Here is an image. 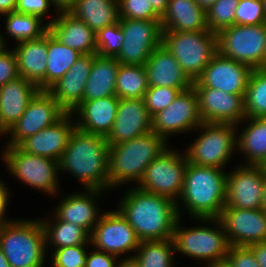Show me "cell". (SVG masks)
Returning a JSON list of instances; mask_svg holds the SVG:
<instances>
[{"label": "cell", "mask_w": 266, "mask_h": 267, "mask_svg": "<svg viewBox=\"0 0 266 267\" xmlns=\"http://www.w3.org/2000/svg\"><path fill=\"white\" fill-rule=\"evenodd\" d=\"M226 188L227 173L223 169L188 163L179 200L197 219L219 218L225 207Z\"/></svg>", "instance_id": "3"}, {"label": "cell", "mask_w": 266, "mask_h": 267, "mask_svg": "<svg viewBox=\"0 0 266 267\" xmlns=\"http://www.w3.org/2000/svg\"><path fill=\"white\" fill-rule=\"evenodd\" d=\"M226 260L232 267H260L248 246H230Z\"/></svg>", "instance_id": "45"}, {"label": "cell", "mask_w": 266, "mask_h": 267, "mask_svg": "<svg viewBox=\"0 0 266 267\" xmlns=\"http://www.w3.org/2000/svg\"><path fill=\"white\" fill-rule=\"evenodd\" d=\"M58 12H67L73 6L75 0H50Z\"/></svg>", "instance_id": "52"}, {"label": "cell", "mask_w": 266, "mask_h": 267, "mask_svg": "<svg viewBox=\"0 0 266 267\" xmlns=\"http://www.w3.org/2000/svg\"><path fill=\"white\" fill-rule=\"evenodd\" d=\"M9 195V190L7 189L6 185L2 183V180H0V225L14 221L4 218L7 210L6 207L9 202Z\"/></svg>", "instance_id": "49"}, {"label": "cell", "mask_w": 266, "mask_h": 267, "mask_svg": "<svg viewBox=\"0 0 266 267\" xmlns=\"http://www.w3.org/2000/svg\"><path fill=\"white\" fill-rule=\"evenodd\" d=\"M197 4L207 12L217 0H195Z\"/></svg>", "instance_id": "55"}, {"label": "cell", "mask_w": 266, "mask_h": 267, "mask_svg": "<svg viewBox=\"0 0 266 267\" xmlns=\"http://www.w3.org/2000/svg\"><path fill=\"white\" fill-rule=\"evenodd\" d=\"M109 144L105 137L75 127L60 160L59 170L68 171L87 189L109 187Z\"/></svg>", "instance_id": "2"}, {"label": "cell", "mask_w": 266, "mask_h": 267, "mask_svg": "<svg viewBox=\"0 0 266 267\" xmlns=\"http://www.w3.org/2000/svg\"><path fill=\"white\" fill-rule=\"evenodd\" d=\"M119 209L133 227L140 241L171 239L179 218L177 202L140 190H129L122 198Z\"/></svg>", "instance_id": "1"}, {"label": "cell", "mask_w": 266, "mask_h": 267, "mask_svg": "<svg viewBox=\"0 0 266 267\" xmlns=\"http://www.w3.org/2000/svg\"><path fill=\"white\" fill-rule=\"evenodd\" d=\"M201 123L198 96L192 86L181 91L168 107L152 117V131L168 142L167 136L196 130Z\"/></svg>", "instance_id": "15"}, {"label": "cell", "mask_w": 266, "mask_h": 267, "mask_svg": "<svg viewBox=\"0 0 266 267\" xmlns=\"http://www.w3.org/2000/svg\"><path fill=\"white\" fill-rule=\"evenodd\" d=\"M151 131L152 117L144 99H119L116 118L106 140L113 146Z\"/></svg>", "instance_id": "20"}, {"label": "cell", "mask_w": 266, "mask_h": 267, "mask_svg": "<svg viewBox=\"0 0 266 267\" xmlns=\"http://www.w3.org/2000/svg\"><path fill=\"white\" fill-rule=\"evenodd\" d=\"M68 12L95 33L120 20L118 0H75Z\"/></svg>", "instance_id": "31"}, {"label": "cell", "mask_w": 266, "mask_h": 267, "mask_svg": "<svg viewBox=\"0 0 266 267\" xmlns=\"http://www.w3.org/2000/svg\"><path fill=\"white\" fill-rule=\"evenodd\" d=\"M85 191L87 194L76 193L66 196L56 208L55 218L78 225L91 234L100 218L94 200L97 195L100 196L102 190L88 189Z\"/></svg>", "instance_id": "28"}, {"label": "cell", "mask_w": 266, "mask_h": 267, "mask_svg": "<svg viewBox=\"0 0 266 267\" xmlns=\"http://www.w3.org/2000/svg\"><path fill=\"white\" fill-rule=\"evenodd\" d=\"M82 54L47 32L46 90L55 84Z\"/></svg>", "instance_id": "32"}, {"label": "cell", "mask_w": 266, "mask_h": 267, "mask_svg": "<svg viewBox=\"0 0 266 267\" xmlns=\"http://www.w3.org/2000/svg\"><path fill=\"white\" fill-rule=\"evenodd\" d=\"M181 92L178 88L149 86L144 103L151 117L168 107Z\"/></svg>", "instance_id": "41"}, {"label": "cell", "mask_w": 266, "mask_h": 267, "mask_svg": "<svg viewBox=\"0 0 266 267\" xmlns=\"http://www.w3.org/2000/svg\"><path fill=\"white\" fill-rule=\"evenodd\" d=\"M248 126L237 135V149L246 154V165H259L266 159V117L245 118Z\"/></svg>", "instance_id": "33"}, {"label": "cell", "mask_w": 266, "mask_h": 267, "mask_svg": "<svg viewBox=\"0 0 266 267\" xmlns=\"http://www.w3.org/2000/svg\"><path fill=\"white\" fill-rule=\"evenodd\" d=\"M71 118L72 113H66L55 124L27 137L18 146L29 154L59 161L76 127Z\"/></svg>", "instance_id": "21"}, {"label": "cell", "mask_w": 266, "mask_h": 267, "mask_svg": "<svg viewBox=\"0 0 266 267\" xmlns=\"http://www.w3.org/2000/svg\"><path fill=\"white\" fill-rule=\"evenodd\" d=\"M202 122L238 125L246 118L245 94H230L211 87H193Z\"/></svg>", "instance_id": "18"}, {"label": "cell", "mask_w": 266, "mask_h": 267, "mask_svg": "<svg viewBox=\"0 0 266 267\" xmlns=\"http://www.w3.org/2000/svg\"><path fill=\"white\" fill-rule=\"evenodd\" d=\"M218 52L252 69L266 67V23L236 25L217 33Z\"/></svg>", "instance_id": "8"}, {"label": "cell", "mask_w": 266, "mask_h": 267, "mask_svg": "<svg viewBox=\"0 0 266 267\" xmlns=\"http://www.w3.org/2000/svg\"><path fill=\"white\" fill-rule=\"evenodd\" d=\"M4 44H5V41L3 39V36L0 34V53L3 52L5 49H8L6 48Z\"/></svg>", "instance_id": "60"}, {"label": "cell", "mask_w": 266, "mask_h": 267, "mask_svg": "<svg viewBox=\"0 0 266 267\" xmlns=\"http://www.w3.org/2000/svg\"><path fill=\"white\" fill-rule=\"evenodd\" d=\"M5 15L7 16L5 29L18 43L41 38L49 31L48 24L46 23L43 26V21L38 16L16 11Z\"/></svg>", "instance_id": "36"}, {"label": "cell", "mask_w": 266, "mask_h": 267, "mask_svg": "<svg viewBox=\"0 0 266 267\" xmlns=\"http://www.w3.org/2000/svg\"><path fill=\"white\" fill-rule=\"evenodd\" d=\"M179 154L167 148L145 169L137 186L142 191L165 196L177 202L178 215L181 217L176 199L180 197L183 189L188 160L185 154Z\"/></svg>", "instance_id": "10"}, {"label": "cell", "mask_w": 266, "mask_h": 267, "mask_svg": "<svg viewBox=\"0 0 266 267\" xmlns=\"http://www.w3.org/2000/svg\"><path fill=\"white\" fill-rule=\"evenodd\" d=\"M123 44L116 56L123 65H145L152 51L162 44L160 19L139 20L120 18Z\"/></svg>", "instance_id": "12"}, {"label": "cell", "mask_w": 266, "mask_h": 267, "mask_svg": "<svg viewBox=\"0 0 266 267\" xmlns=\"http://www.w3.org/2000/svg\"><path fill=\"white\" fill-rule=\"evenodd\" d=\"M236 126L202 122V134L185 151L188 163L222 169L237 148Z\"/></svg>", "instance_id": "9"}, {"label": "cell", "mask_w": 266, "mask_h": 267, "mask_svg": "<svg viewBox=\"0 0 266 267\" xmlns=\"http://www.w3.org/2000/svg\"><path fill=\"white\" fill-rule=\"evenodd\" d=\"M17 60L18 74L46 90L47 33L35 40L17 43L13 50Z\"/></svg>", "instance_id": "27"}, {"label": "cell", "mask_w": 266, "mask_h": 267, "mask_svg": "<svg viewBox=\"0 0 266 267\" xmlns=\"http://www.w3.org/2000/svg\"><path fill=\"white\" fill-rule=\"evenodd\" d=\"M198 220L204 223L216 222V225L220 226L219 230L205 226L182 229L179 217L172 236L175 251L199 261L205 260L207 266L226 260L230 244L221 221L218 218H198Z\"/></svg>", "instance_id": "7"}, {"label": "cell", "mask_w": 266, "mask_h": 267, "mask_svg": "<svg viewBox=\"0 0 266 267\" xmlns=\"http://www.w3.org/2000/svg\"><path fill=\"white\" fill-rule=\"evenodd\" d=\"M19 76L14 51L4 50L0 53V87Z\"/></svg>", "instance_id": "46"}, {"label": "cell", "mask_w": 266, "mask_h": 267, "mask_svg": "<svg viewBox=\"0 0 266 267\" xmlns=\"http://www.w3.org/2000/svg\"><path fill=\"white\" fill-rule=\"evenodd\" d=\"M207 267H232L230 263L227 260L220 261L218 263H215L213 265L207 266Z\"/></svg>", "instance_id": "58"}, {"label": "cell", "mask_w": 266, "mask_h": 267, "mask_svg": "<svg viewBox=\"0 0 266 267\" xmlns=\"http://www.w3.org/2000/svg\"><path fill=\"white\" fill-rule=\"evenodd\" d=\"M123 38L119 22L105 26L96 33V54L103 57H116L122 48Z\"/></svg>", "instance_id": "40"}, {"label": "cell", "mask_w": 266, "mask_h": 267, "mask_svg": "<svg viewBox=\"0 0 266 267\" xmlns=\"http://www.w3.org/2000/svg\"><path fill=\"white\" fill-rule=\"evenodd\" d=\"M263 210H266V177L264 179L263 187H262V207Z\"/></svg>", "instance_id": "56"}, {"label": "cell", "mask_w": 266, "mask_h": 267, "mask_svg": "<svg viewBox=\"0 0 266 267\" xmlns=\"http://www.w3.org/2000/svg\"><path fill=\"white\" fill-rule=\"evenodd\" d=\"M0 247L11 267H43L47 246L41 219L0 225Z\"/></svg>", "instance_id": "5"}, {"label": "cell", "mask_w": 266, "mask_h": 267, "mask_svg": "<svg viewBox=\"0 0 266 267\" xmlns=\"http://www.w3.org/2000/svg\"><path fill=\"white\" fill-rule=\"evenodd\" d=\"M162 44L174 56L181 69L194 82L218 52L217 33L203 31H163Z\"/></svg>", "instance_id": "6"}, {"label": "cell", "mask_w": 266, "mask_h": 267, "mask_svg": "<svg viewBox=\"0 0 266 267\" xmlns=\"http://www.w3.org/2000/svg\"><path fill=\"white\" fill-rule=\"evenodd\" d=\"M38 91L36 84L22 76L0 87V128L5 133L19 120Z\"/></svg>", "instance_id": "25"}, {"label": "cell", "mask_w": 266, "mask_h": 267, "mask_svg": "<svg viewBox=\"0 0 266 267\" xmlns=\"http://www.w3.org/2000/svg\"><path fill=\"white\" fill-rule=\"evenodd\" d=\"M120 63L116 57L94 54L82 101L116 95V78Z\"/></svg>", "instance_id": "30"}, {"label": "cell", "mask_w": 266, "mask_h": 267, "mask_svg": "<svg viewBox=\"0 0 266 267\" xmlns=\"http://www.w3.org/2000/svg\"><path fill=\"white\" fill-rule=\"evenodd\" d=\"M160 20L163 31L209 30L206 12L195 0H169L166 12Z\"/></svg>", "instance_id": "29"}, {"label": "cell", "mask_w": 266, "mask_h": 267, "mask_svg": "<svg viewBox=\"0 0 266 267\" xmlns=\"http://www.w3.org/2000/svg\"><path fill=\"white\" fill-rule=\"evenodd\" d=\"M117 257L99 250L93 251L88 255L85 267H116Z\"/></svg>", "instance_id": "48"}, {"label": "cell", "mask_w": 266, "mask_h": 267, "mask_svg": "<svg viewBox=\"0 0 266 267\" xmlns=\"http://www.w3.org/2000/svg\"><path fill=\"white\" fill-rule=\"evenodd\" d=\"M119 98L114 96L102 97L92 101H82L71 113L77 114L76 128L107 137L116 118Z\"/></svg>", "instance_id": "24"}, {"label": "cell", "mask_w": 266, "mask_h": 267, "mask_svg": "<svg viewBox=\"0 0 266 267\" xmlns=\"http://www.w3.org/2000/svg\"><path fill=\"white\" fill-rule=\"evenodd\" d=\"M265 17H266V0H264Z\"/></svg>", "instance_id": "61"}, {"label": "cell", "mask_w": 266, "mask_h": 267, "mask_svg": "<svg viewBox=\"0 0 266 267\" xmlns=\"http://www.w3.org/2000/svg\"><path fill=\"white\" fill-rule=\"evenodd\" d=\"M55 223L49 220H41L45 232L46 245L49 242L55 249L64 248L68 246H75L80 244L91 245L90 234L82 227L70 222H64L58 219Z\"/></svg>", "instance_id": "34"}, {"label": "cell", "mask_w": 266, "mask_h": 267, "mask_svg": "<svg viewBox=\"0 0 266 267\" xmlns=\"http://www.w3.org/2000/svg\"><path fill=\"white\" fill-rule=\"evenodd\" d=\"M258 167L261 169L262 173L264 174V176L266 177V159H264L259 165Z\"/></svg>", "instance_id": "59"}, {"label": "cell", "mask_w": 266, "mask_h": 267, "mask_svg": "<svg viewBox=\"0 0 266 267\" xmlns=\"http://www.w3.org/2000/svg\"><path fill=\"white\" fill-rule=\"evenodd\" d=\"M0 267H11L7 259L5 258L1 247H0Z\"/></svg>", "instance_id": "57"}, {"label": "cell", "mask_w": 266, "mask_h": 267, "mask_svg": "<svg viewBox=\"0 0 266 267\" xmlns=\"http://www.w3.org/2000/svg\"><path fill=\"white\" fill-rule=\"evenodd\" d=\"M144 68L148 86L172 87L181 91L193 86V82L163 44L152 51Z\"/></svg>", "instance_id": "23"}, {"label": "cell", "mask_w": 266, "mask_h": 267, "mask_svg": "<svg viewBox=\"0 0 266 267\" xmlns=\"http://www.w3.org/2000/svg\"><path fill=\"white\" fill-rule=\"evenodd\" d=\"M50 5H52L50 0H16L15 11L42 19L49 11Z\"/></svg>", "instance_id": "47"}, {"label": "cell", "mask_w": 266, "mask_h": 267, "mask_svg": "<svg viewBox=\"0 0 266 267\" xmlns=\"http://www.w3.org/2000/svg\"><path fill=\"white\" fill-rule=\"evenodd\" d=\"M120 18L154 20L161 17L147 0H118Z\"/></svg>", "instance_id": "44"}, {"label": "cell", "mask_w": 266, "mask_h": 267, "mask_svg": "<svg viewBox=\"0 0 266 267\" xmlns=\"http://www.w3.org/2000/svg\"><path fill=\"white\" fill-rule=\"evenodd\" d=\"M246 118L266 117V67L253 69L244 96Z\"/></svg>", "instance_id": "38"}, {"label": "cell", "mask_w": 266, "mask_h": 267, "mask_svg": "<svg viewBox=\"0 0 266 267\" xmlns=\"http://www.w3.org/2000/svg\"><path fill=\"white\" fill-rule=\"evenodd\" d=\"M6 147L2 158L11 174L32 188L51 195L56 193L59 186V161L29 154L19 146Z\"/></svg>", "instance_id": "11"}, {"label": "cell", "mask_w": 266, "mask_h": 267, "mask_svg": "<svg viewBox=\"0 0 266 267\" xmlns=\"http://www.w3.org/2000/svg\"><path fill=\"white\" fill-rule=\"evenodd\" d=\"M253 69L217 52L193 82V87H211L230 94H245Z\"/></svg>", "instance_id": "16"}, {"label": "cell", "mask_w": 266, "mask_h": 267, "mask_svg": "<svg viewBox=\"0 0 266 267\" xmlns=\"http://www.w3.org/2000/svg\"><path fill=\"white\" fill-rule=\"evenodd\" d=\"M255 255L260 267H266V241L254 243L248 246Z\"/></svg>", "instance_id": "50"}, {"label": "cell", "mask_w": 266, "mask_h": 267, "mask_svg": "<svg viewBox=\"0 0 266 267\" xmlns=\"http://www.w3.org/2000/svg\"><path fill=\"white\" fill-rule=\"evenodd\" d=\"M94 54L81 55L72 67L47 91L58 105L71 113L81 102Z\"/></svg>", "instance_id": "22"}, {"label": "cell", "mask_w": 266, "mask_h": 267, "mask_svg": "<svg viewBox=\"0 0 266 267\" xmlns=\"http://www.w3.org/2000/svg\"><path fill=\"white\" fill-rule=\"evenodd\" d=\"M100 215L90 234L91 245L99 251L116 257L128 251L137 250L141 241L138 239L133 227L118 210Z\"/></svg>", "instance_id": "14"}, {"label": "cell", "mask_w": 266, "mask_h": 267, "mask_svg": "<svg viewBox=\"0 0 266 267\" xmlns=\"http://www.w3.org/2000/svg\"><path fill=\"white\" fill-rule=\"evenodd\" d=\"M65 114L47 90H39L19 120L6 132L11 134L6 146H18L27 137L55 124Z\"/></svg>", "instance_id": "13"}, {"label": "cell", "mask_w": 266, "mask_h": 267, "mask_svg": "<svg viewBox=\"0 0 266 267\" xmlns=\"http://www.w3.org/2000/svg\"><path fill=\"white\" fill-rule=\"evenodd\" d=\"M244 165L227 173L225 207L260 209L265 176L258 165Z\"/></svg>", "instance_id": "19"}, {"label": "cell", "mask_w": 266, "mask_h": 267, "mask_svg": "<svg viewBox=\"0 0 266 267\" xmlns=\"http://www.w3.org/2000/svg\"><path fill=\"white\" fill-rule=\"evenodd\" d=\"M116 267H140L139 263L135 260L133 256L128 257L125 260H121L117 263Z\"/></svg>", "instance_id": "54"}, {"label": "cell", "mask_w": 266, "mask_h": 267, "mask_svg": "<svg viewBox=\"0 0 266 267\" xmlns=\"http://www.w3.org/2000/svg\"><path fill=\"white\" fill-rule=\"evenodd\" d=\"M148 87L144 65H119L116 78L119 99H143Z\"/></svg>", "instance_id": "35"}, {"label": "cell", "mask_w": 266, "mask_h": 267, "mask_svg": "<svg viewBox=\"0 0 266 267\" xmlns=\"http://www.w3.org/2000/svg\"><path fill=\"white\" fill-rule=\"evenodd\" d=\"M49 32L62 44L82 55L96 54V33L83 21L67 12H58V17L47 22Z\"/></svg>", "instance_id": "26"}, {"label": "cell", "mask_w": 266, "mask_h": 267, "mask_svg": "<svg viewBox=\"0 0 266 267\" xmlns=\"http://www.w3.org/2000/svg\"><path fill=\"white\" fill-rule=\"evenodd\" d=\"M218 219L230 246H249L266 241V215L262 208L224 207Z\"/></svg>", "instance_id": "17"}, {"label": "cell", "mask_w": 266, "mask_h": 267, "mask_svg": "<svg viewBox=\"0 0 266 267\" xmlns=\"http://www.w3.org/2000/svg\"><path fill=\"white\" fill-rule=\"evenodd\" d=\"M85 244L55 249L52 254V267H85L87 253Z\"/></svg>", "instance_id": "43"}, {"label": "cell", "mask_w": 266, "mask_h": 267, "mask_svg": "<svg viewBox=\"0 0 266 267\" xmlns=\"http://www.w3.org/2000/svg\"><path fill=\"white\" fill-rule=\"evenodd\" d=\"M5 134V132L0 128V135Z\"/></svg>", "instance_id": "62"}, {"label": "cell", "mask_w": 266, "mask_h": 267, "mask_svg": "<svg viewBox=\"0 0 266 267\" xmlns=\"http://www.w3.org/2000/svg\"><path fill=\"white\" fill-rule=\"evenodd\" d=\"M133 257L140 267H173L174 242L171 239L141 241Z\"/></svg>", "instance_id": "37"}, {"label": "cell", "mask_w": 266, "mask_h": 267, "mask_svg": "<svg viewBox=\"0 0 266 267\" xmlns=\"http://www.w3.org/2000/svg\"><path fill=\"white\" fill-rule=\"evenodd\" d=\"M266 23L264 0H239L235 9L236 25H259Z\"/></svg>", "instance_id": "42"}, {"label": "cell", "mask_w": 266, "mask_h": 267, "mask_svg": "<svg viewBox=\"0 0 266 267\" xmlns=\"http://www.w3.org/2000/svg\"><path fill=\"white\" fill-rule=\"evenodd\" d=\"M239 0H217L206 12V24L209 31L220 30L235 24V9Z\"/></svg>", "instance_id": "39"}, {"label": "cell", "mask_w": 266, "mask_h": 267, "mask_svg": "<svg viewBox=\"0 0 266 267\" xmlns=\"http://www.w3.org/2000/svg\"><path fill=\"white\" fill-rule=\"evenodd\" d=\"M16 8V0H0V14L5 15L14 12Z\"/></svg>", "instance_id": "53"}, {"label": "cell", "mask_w": 266, "mask_h": 267, "mask_svg": "<svg viewBox=\"0 0 266 267\" xmlns=\"http://www.w3.org/2000/svg\"><path fill=\"white\" fill-rule=\"evenodd\" d=\"M168 143L155 132L109 146V187L126 181L141 180L145 169L168 147Z\"/></svg>", "instance_id": "4"}, {"label": "cell", "mask_w": 266, "mask_h": 267, "mask_svg": "<svg viewBox=\"0 0 266 267\" xmlns=\"http://www.w3.org/2000/svg\"><path fill=\"white\" fill-rule=\"evenodd\" d=\"M148 3H151L153 10L162 17L166 12L168 1L169 0H147Z\"/></svg>", "instance_id": "51"}]
</instances>
